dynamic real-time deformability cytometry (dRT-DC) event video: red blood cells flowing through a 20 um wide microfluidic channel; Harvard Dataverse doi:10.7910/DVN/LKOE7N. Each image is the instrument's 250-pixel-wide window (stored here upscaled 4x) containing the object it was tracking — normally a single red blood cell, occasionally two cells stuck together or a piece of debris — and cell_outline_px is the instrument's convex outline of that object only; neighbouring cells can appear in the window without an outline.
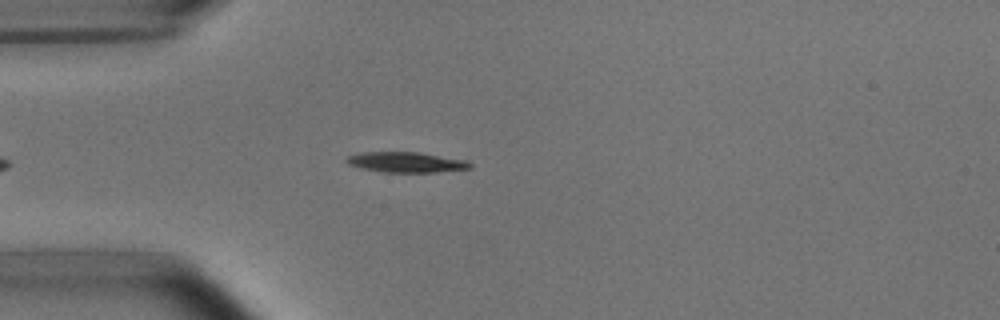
{"species": "common noctule bat (a hibernating species)", "species_latin": "Nyctalus noctula", "temperature_condition": "room temperature", "stored_images_in_passage": 1, "camera_frame_rate_fps": 3000, "um_per_image_px": 0.085, "animal": {"sex": "male", "body_mass_g": 15.6}, "frame": {"image": 1, "passage_image": 1, "time_ms": 0.0, "image_size_px": [1000, 320], "cell_outline_px": [[472, 168], [436, 172], [380, 172], [360, 168], [348, 164], [344, 160], [348, 156], [360, 152], [420, 152], [468, 160], [472, 164]], "centroid_in_image_um": [34.52, 13.78], "position_along_channel_um": 50.5, "area_um2": 14.85}}